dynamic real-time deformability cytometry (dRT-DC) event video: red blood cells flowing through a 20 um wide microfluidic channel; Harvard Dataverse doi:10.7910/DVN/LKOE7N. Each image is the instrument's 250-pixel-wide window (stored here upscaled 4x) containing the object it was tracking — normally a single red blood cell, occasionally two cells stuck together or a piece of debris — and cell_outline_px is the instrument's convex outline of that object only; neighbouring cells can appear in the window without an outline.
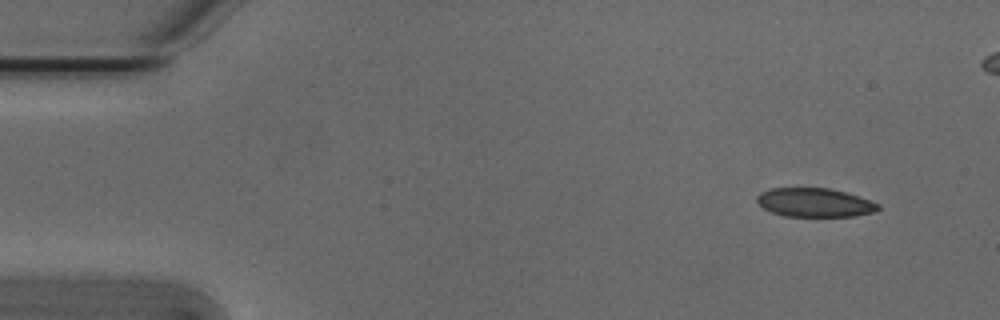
{"species": "Egyptian fruit bat (a non-hibernating species)", "species_latin": "Rousettus aegyptiacus", "temperature_condition": "cold", "stored_images_in_passage": 5, "camera_frame_rate_fps": 3000, "um_per_image_px": 0.085, "animal": {"sex": "male"}, "frame": {"image": 1, "passage_image": 1, "time_ms": 0.0, "image_size_px": [1000, 320], "cell_outline_px": [[880, 208], [876, 212], [856, 216], [784, 216], [772, 212], [764, 208], [756, 200], [756, 196], [760, 192], [772, 188], [828, 188], [848, 192], [880, 204]], "centroid_in_image_um": [69.28, 17.21], "position_along_channel_um": 15.7, "area_um2": 20.46}}